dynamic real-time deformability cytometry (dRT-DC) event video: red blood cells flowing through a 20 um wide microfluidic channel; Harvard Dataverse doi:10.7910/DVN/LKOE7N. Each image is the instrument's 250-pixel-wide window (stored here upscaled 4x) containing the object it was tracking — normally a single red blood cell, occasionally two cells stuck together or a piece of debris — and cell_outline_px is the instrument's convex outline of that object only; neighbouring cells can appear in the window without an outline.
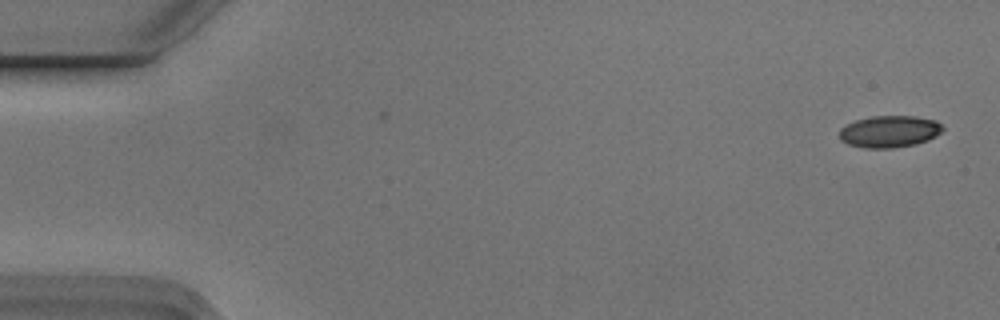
{"species": "Egyptian fruit bat (a non-hibernating species)", "species_latin": "Rousettus aegyptiacus", "temperature_condition": "cold", "stored_images_in_passage": 5, "camera_frame_rate_fps": 3000, "um_per_image_px": 0.085, "animal": {"sex": "male"}, "frame": {"image": 1, "passage_image": 1, "time_ms": 0.0, "image_size_px": [1000, 320], "cell_outline_px": [[944, 128], [936, 136], [928, 140], [916, 144], [892, 148], [864, 148], [848, 144], [840, 140], [840, 128], [856, 120], [872, 116], [912, 116], [936, 120]], "centroid_in_image_um": [75.6, 11.18], "position_along_channel_um": 9.4, "area_um2": 19.13}}
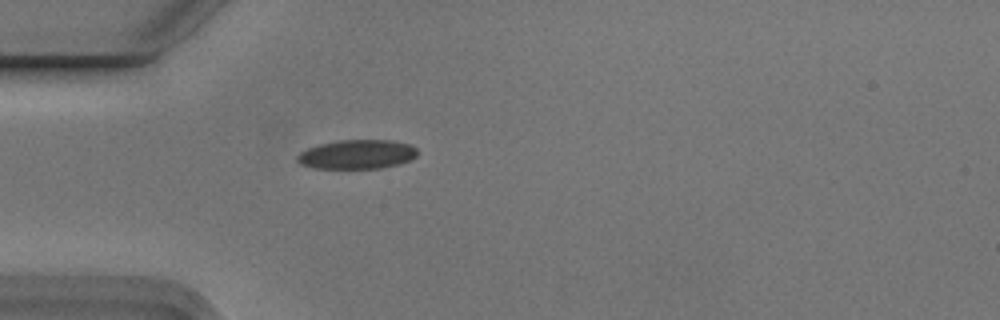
{"frame": {"image": 2, "passage_image": 5, "time_ms": 1.333, "image_size_px": [1000, 320], "cell_outline_px": [[416, 156], [400, 164], [380, 168], [316, 168], [300, 164], [296, 160], [296, 156], [300, 152], [308, 148], [320, 144], [340, 140], [392, 140], [408, 144], [416, 148]], "centroid_in_image_um": [30.33, 13.12], "position_along_channel_um": 54.7, "area_um2": 20.29}}